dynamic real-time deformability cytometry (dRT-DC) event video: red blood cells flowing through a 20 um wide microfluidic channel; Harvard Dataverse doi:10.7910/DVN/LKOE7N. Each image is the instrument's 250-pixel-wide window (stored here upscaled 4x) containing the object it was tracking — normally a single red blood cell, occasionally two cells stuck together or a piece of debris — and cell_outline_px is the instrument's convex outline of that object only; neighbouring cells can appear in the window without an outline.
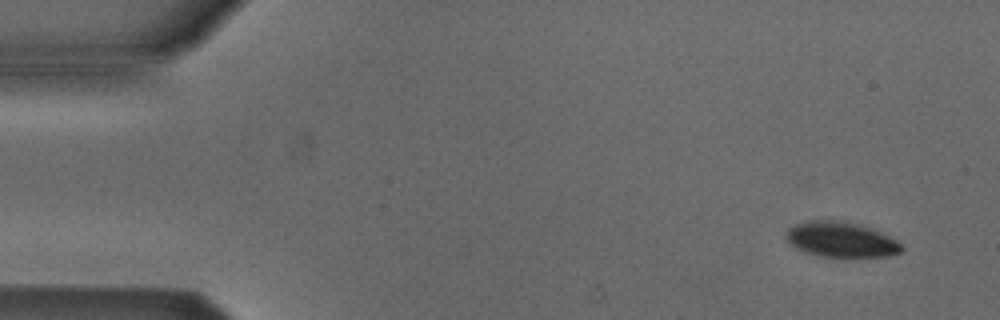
{"species": "Egyptian fruit bat (a non-hibernating species)", "species_latin": "Rousettus aegyptiacus", "temperature_condition": "cold", "stored_images_in_passage": 5, "camera_frame_rate_fps": 3000, "um_per_image_px": 0.085, "animal": {"sex": "male"}, "frame": {"image": 1, "passage_image": 1, "time_ms": 0.0, "image_size_px": [1000, 320], "cell_outline_px": [[904, 248], [900, 252], [888, 256], [844, 260], [816, 256], [804, 252], [788, 244], [788, 228], [796, 224], [808, 220], [844, 220], [860, 224], [872, 228], [896, 240]], "centroid_in_image_um": [71.5, 20.41], "position_along_channel_um": 13.5, "area_um2": 24.68}}
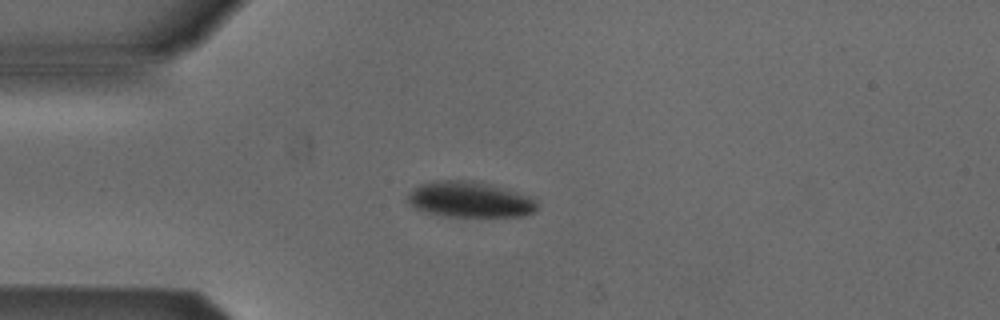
{"frame": {"image": 2, "passage_image": 4, "time_ms": 3.333, "image_size_px": [1000, 320], "cell_outline_px": [[536, 212], [524, 216], [444, 216], [424, 212], [412, 208], [404, 200], [408, 192], [420, 184], [436, 180], [468, 180], [488, 184], [532, 196], [536, 200]], "centroid_in_image_um": [39.87, 16.96], "position_along_channel_um": 45.1, "area_um2": 27.28}}